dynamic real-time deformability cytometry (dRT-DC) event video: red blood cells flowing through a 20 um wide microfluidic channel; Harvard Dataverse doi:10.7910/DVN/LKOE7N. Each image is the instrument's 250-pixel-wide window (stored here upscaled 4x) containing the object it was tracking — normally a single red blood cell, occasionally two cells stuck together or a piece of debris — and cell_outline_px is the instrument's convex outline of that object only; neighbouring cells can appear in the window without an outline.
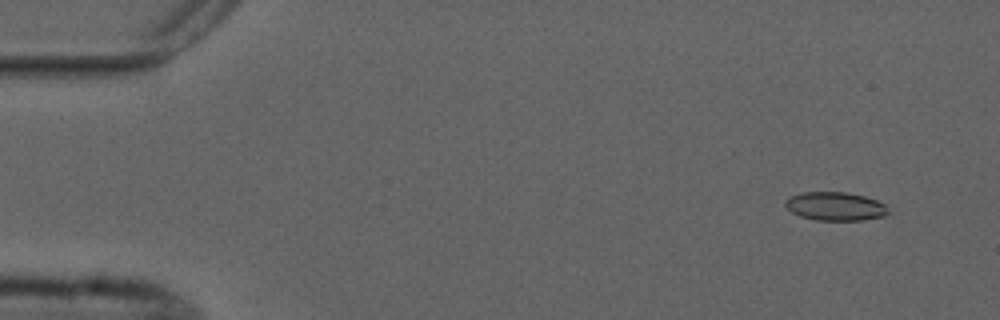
{"species": "common noctule bat (a hibernating species)", "species_latin": "Nyctalus noctula", "temperature_condition": "cold", "stored_images_in_passage": 8, "camera_frame_rate_fps": 3000, "um_per_image_px": 0.085, "animal": {"sex": "male", "forearm_length_mm": 52.5}, "frame": {"image": 1, "passage_image": 1, "time_ms": 0.0, "image_size_px": [1000, 320], "cell_outline_px": [[888, 212], [884, 216], [864, 220], [816, 220], [800, 216], [792, 212], [784, 204], [784, 200], [800, 192], [844, 192], [864, 196], [876, 200], [884, 204]], "centroid_in_image_um": [70.97, 17.53], "position_along_channel_um": 14.0, "area_um2": 16.99}}
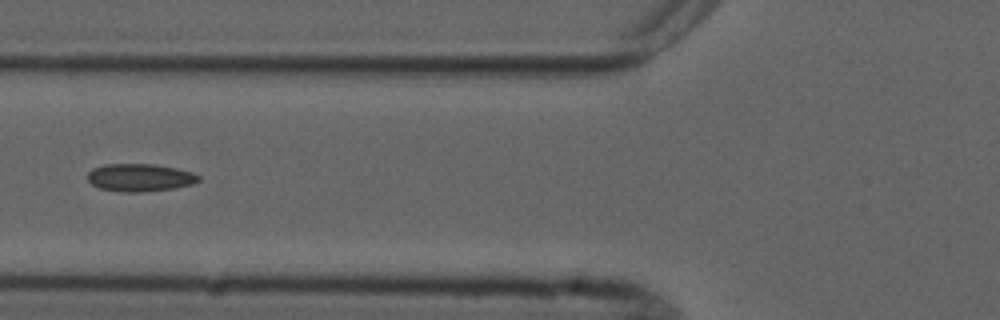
{"frame": {"image": 2, "passage_image": 5, "time_ms": 5.667, "image_size_px": [1000, 320], "cell_outline_px": [[200, 180], [192, 184], [172, 188], [140, 192], [124, 192], [100, 188], [92, 184], [88, 180], [88, 172], [92, 168], [104, 164], [156, 164], [176, 168], [192, 172], [200, 176]], "centroid_in_image_um": [11.88, 15.08], "position_along_channel_um": 113.9, "area_um2": 17.86}}
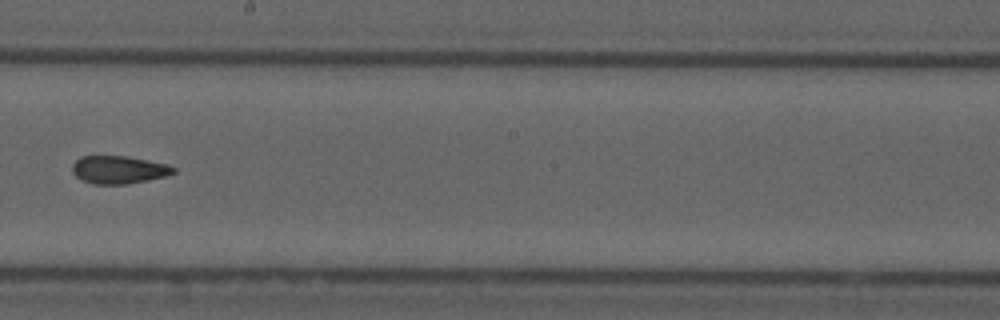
{"frame": {"image": 3, "passage_image": 8, "time_ms": 9.0, "image_size_px": [1000, 320], "cell_outline_px": [[176, 172], [164, 176], [148, 180], [124, 184], [92, 184], [76, 176], [72, 172], [72, 164], [80, 156], [128, 156], [168, 164], [176, 168]], "centroid_in_image_um": [10.09, 14.42], "position_along_channel_um": 238.1, "area_um2": 16.42}}